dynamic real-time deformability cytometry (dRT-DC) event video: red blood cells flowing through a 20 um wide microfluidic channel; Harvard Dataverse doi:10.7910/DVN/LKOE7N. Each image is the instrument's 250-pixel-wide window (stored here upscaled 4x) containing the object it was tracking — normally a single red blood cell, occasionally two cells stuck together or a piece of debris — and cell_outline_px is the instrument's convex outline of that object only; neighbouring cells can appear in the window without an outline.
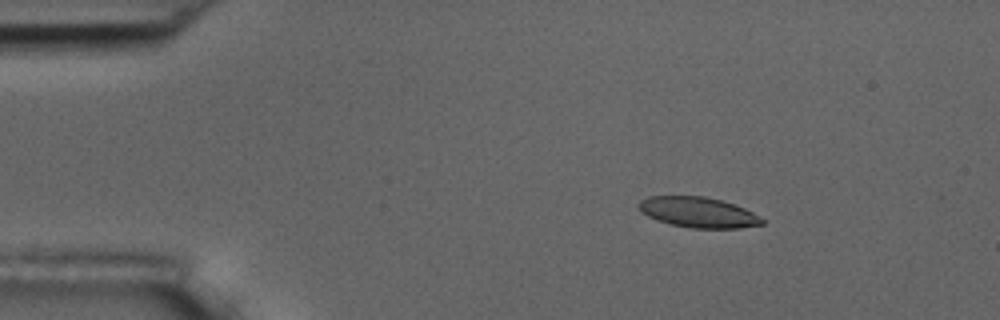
{"species": "common noctule bat (a hibernating species)", "species_latin": "Nyctalus noctula", "temperature_condition": "room temperature", "stored_images_in_passage": 5, "camera_frame_rate_fps": 3000, "um_per_image_px": 0.085, "animal": {"sex": "male", "body_mass_g": 17.5, "forearm_length_mm": 52.3}, "frame": {"image": 1, "passage_image": 3, "time_ms": 2.333, "image_size_px": [1000, 320], "cell_outline_px": [[764, 224], [740, 228], [692, 228], [668, 224], [656, 220], [640, 212], [636, 204], [640, 200], [648, 196], [704, 196], [736, 204], [752, 212], [764, 220]], "centroid_in_image_um": [59.3, 18.04], "position_along_channel_um": 25.7, "area_um2": 22.08}}